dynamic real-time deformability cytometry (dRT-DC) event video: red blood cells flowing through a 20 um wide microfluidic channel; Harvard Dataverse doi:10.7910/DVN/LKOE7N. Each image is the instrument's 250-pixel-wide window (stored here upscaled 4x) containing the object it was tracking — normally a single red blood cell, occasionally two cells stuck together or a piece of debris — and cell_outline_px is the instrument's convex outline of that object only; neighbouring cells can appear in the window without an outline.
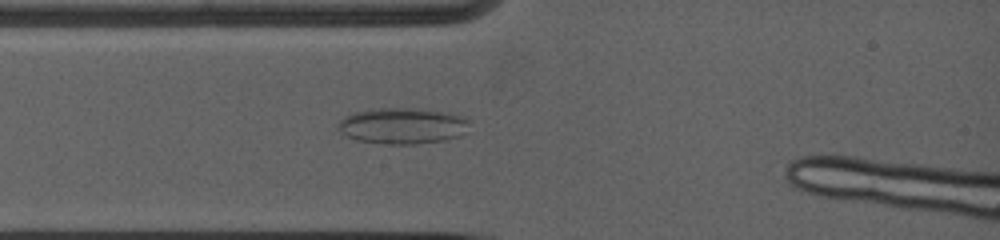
{"species": "common noctule bat (a hibernating species)", "species_latin": "Nyctalus noctula", "temperature_condition": "warm", "stored_images_in_passage": 20, "camera_frame_rate_fps": 5000, "um_per_image_px": 0.085, "animal": {"sex": "female", "body_mass_g": 19.0, "forearm_length_mm": 53.3}, "frame": {"image": 1, "passage_image": 4, "time_ms": 1.8, "image_size_px": [1000, 240], "cell_outline_px": [[468, 120], [460, 136], [444, 140], [416, 144], [392, 144], [356, 140], [340, 132], [336, 128], [336, 124], [344, 116], [352, 112], [380, 108], [412, 108], [440, 112], [460, 116]], "centroid_in_image_um": [34.1, 10.7], "position_along_channel_um": 50.9, "area_um2": 27.17}}
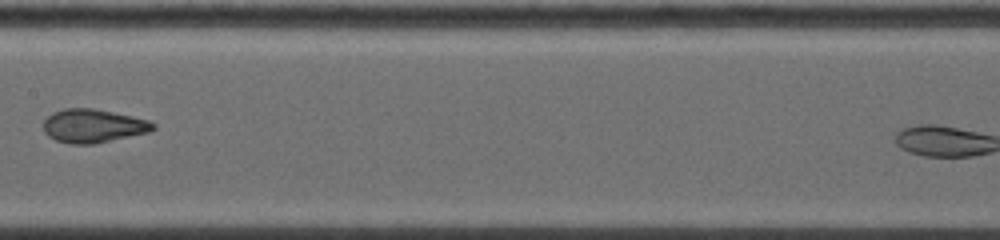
{"frame": {"image": 2, "passage_image": 12, "time_ms": 5.6, "image_size_px": [1000, 240], "cell_outline_px": [[156, 128], [148, 132], [92, 144], [72, 144], [56, 140], [48, 136], [44, 132], [44, 120], [52, 112], [64, 108], [92, 108], [132, 116], [148, 120], [156, 124]], "centroid_in_image_um": [7.9, 10.69], "position_along_channel_um": 199.5, "area_um2": 21.27}}
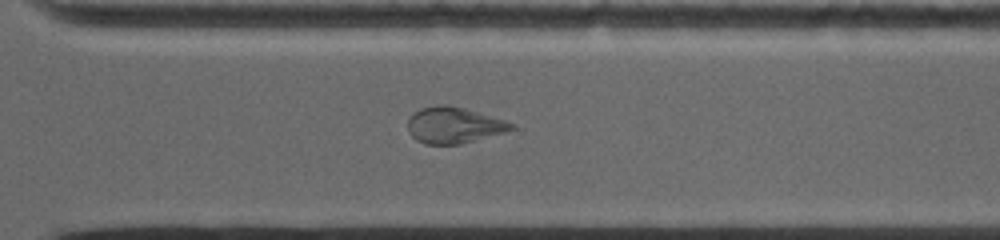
{"frame": {"image": 3, "passage_image": 19, "time_ms": 9.0, "image_size_px": [1000, 240], "cell_outline_px": [[516, 128], [504, 132], [460, 144], [424, 144], [416, 140], [408, 132], [408, 120], [420, 108], [436, 104], [444, 104], [464, 108], [504, 120], [512, 124]], "centroid_in_image_um": [38.54, 10.64], "position_along_channel_um": 332.1, "area_um2": 21.56}}